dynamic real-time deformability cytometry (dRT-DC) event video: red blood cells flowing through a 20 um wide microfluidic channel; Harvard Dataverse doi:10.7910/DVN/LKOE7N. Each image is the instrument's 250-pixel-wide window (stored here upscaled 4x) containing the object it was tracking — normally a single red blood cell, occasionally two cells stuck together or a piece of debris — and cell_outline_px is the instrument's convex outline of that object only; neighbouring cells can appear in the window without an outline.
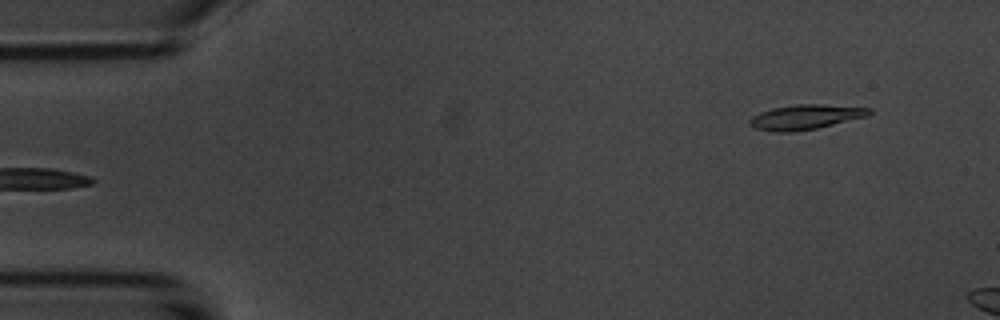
{"species": "common noctule bat (a hibernating species)", "species_latin": "Nyctalus noctula", "temperature_condition": "room temperature", "stored_images_in_passage": 5, "segment_of_instrument_passage": [2, 2], "camera_frame_rate_fps": 3000, "um_per_image_px": 0.085, "animal": {"sex": "male", "body_mass_g": 20.1, "forearm_length_mm": 53.5}, "frame": {"image": 1, "passage_image": 5, "time_ms": 5.667, "image_size_px": [1000, 320], "cell_outline_px": [[872, 112], [868, 116], [816, 128], [792, 132], [776, 132], [756, 128], [748, 124], [748, 120], [752, 116], [760, 112], [772, 108], [796, 104], [820, 104], [872, 108]], "centroid_in_image_um": [68.45, 9.94], "position_along_channel_um": 16.5, "area_um2": 17.22}}